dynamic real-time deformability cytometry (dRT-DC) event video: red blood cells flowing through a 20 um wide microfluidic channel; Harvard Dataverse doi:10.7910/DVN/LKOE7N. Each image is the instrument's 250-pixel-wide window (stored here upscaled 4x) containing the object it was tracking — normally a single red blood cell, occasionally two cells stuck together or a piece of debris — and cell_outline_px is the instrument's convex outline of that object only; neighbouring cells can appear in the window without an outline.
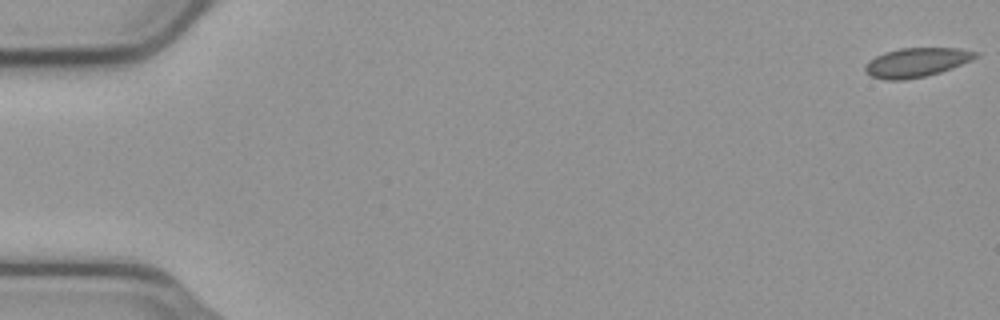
{"species": "common noctule bat (a hibernating species)", "species_latin": "Nyctalus noctula", "temperature_condition": "cold", "stored_images_in_passage": 49, "camera_frame_rate_fps": 3000, "um_per_image_px": 0.085, "animal": {"sex": "male", "body_mass_g": 23.1, "forearm_length_mm": 52.7}, "frame": {"image": 1, "passage_image": 1, "time_ms": 0.0, "image_size_px": [1000, 320], "cell_outline_px": [[980, 56], [972, 60], [952, 68], [940, 72], [924, 76], [904, 80], [884, 80], [872, 76], [864, 72], [864, 64], [868, 60], [884, 52], [900, 48], [960, 48], [980, 52]], "centroid_in_image_um": [77.9, 5.3], "position_along_channel_um": 7.1, "area_um2": 19.02}}
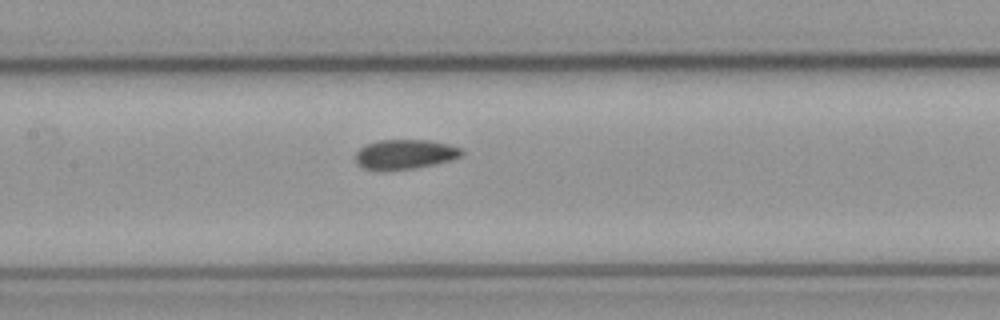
{"frame": {"image": 2, "passage_image": 27, "time_ms": 8.667, "image_size_px": [1000, 320], "cell_outline_px": [[464, 152], [460, 156], [452, 160], [412, 168], [380, 172], [364, 168], [356, 160], [356, 152], [360, 148], [368, 144], [380, 140], [428, 140], [448, 144], [464, 148]], "centroid_in_image_um": [34.43, 13.12], "position_along_channel_um": 173.0, "area_um2": 18.38}}
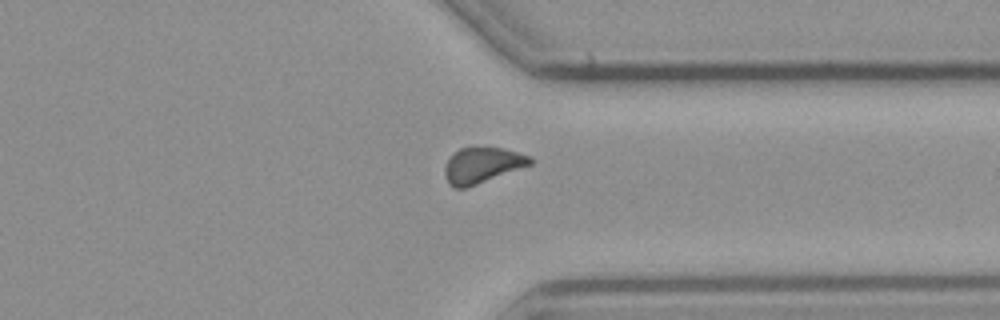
{"frame": {"image": 3, "passage_image": 43, "time_ms": 14.0, "image_size_px": [1000, 320], "cell_outline_px": [[536, 160], [532, 164], [476, 184], [464, 188], [456, 188], [448, 184], [444, 176], [444, 168], [448, 160], [460, 148], [504, 148], [532, 156]], "centroid_in_image_um": [41.02, 14.04], "position_along_channel_um": 370.4, "area_um2": 17.57}}